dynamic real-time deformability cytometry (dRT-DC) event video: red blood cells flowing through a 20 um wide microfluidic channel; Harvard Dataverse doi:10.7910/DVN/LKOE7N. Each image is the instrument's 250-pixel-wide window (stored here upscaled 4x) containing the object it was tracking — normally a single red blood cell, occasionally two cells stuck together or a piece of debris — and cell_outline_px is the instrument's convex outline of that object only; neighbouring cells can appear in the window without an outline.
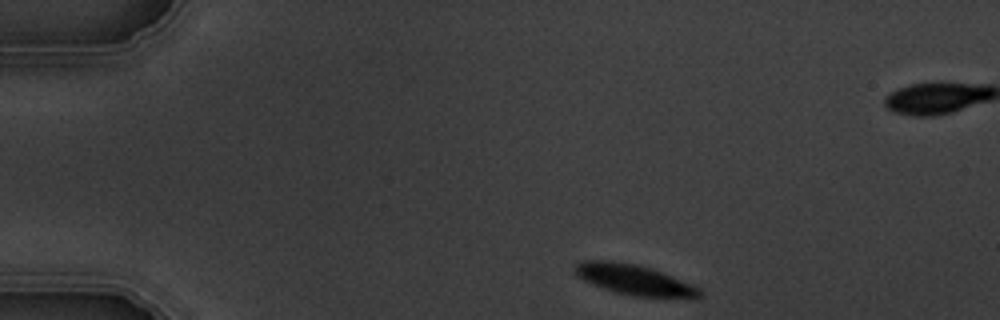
{"species": "common noctule bat (a hibernating species)", "species_latin": "Nyctalus noctula", "temperature_condition": "warm", "stored_images_in_passage": 4, "camera_frame_rate_fps": 3000, "um_per_image_px": 0.085, "animal": {"sex": "male", "body_mass_g": 19.5, "forearm_length_mm": 54.6}, "frame": {"image": 1, "passage_image": 1, "time_ms": 0.0, "image_size_px": [1000, 320], "cell_outline_px": [[704, 292], [700, 300], [688, 300], [632, 296], [612, 292], [600, 288], [584, 280], [572, 272], [572, 268], [580, 260], [612, 260], [636, 264], [652, 268], [692, 284], [700, 288]], "centroid_in_image_um": [53.99, 23.82], "position_along_channel_um": 31.0, "area_um2": 23.29}}